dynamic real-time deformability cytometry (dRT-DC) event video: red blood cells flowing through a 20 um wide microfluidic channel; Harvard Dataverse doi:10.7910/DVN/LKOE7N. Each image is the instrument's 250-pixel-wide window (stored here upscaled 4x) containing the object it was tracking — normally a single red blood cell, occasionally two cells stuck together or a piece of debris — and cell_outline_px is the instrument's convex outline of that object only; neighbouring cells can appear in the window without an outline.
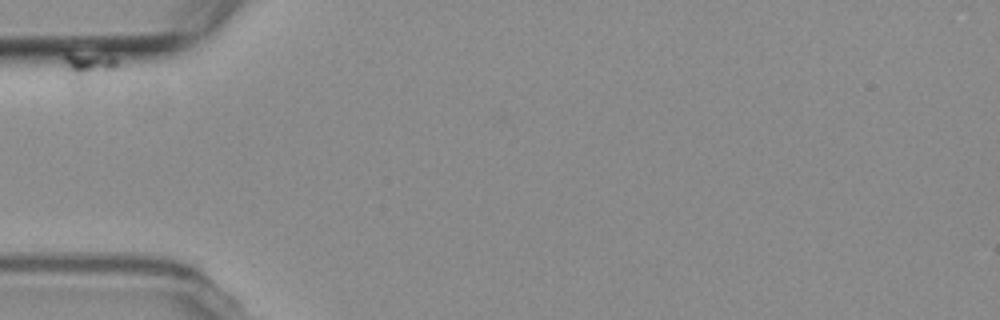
{"species": "common noctule bat (a hibernating species)", "species_latin": "Nyctalus noctula", "temperature_condition": "room temperature", "stored_images_in_passage": 6, "camera_frame_rate_fps": 3000, "um_per_image_px": 0.085, "animal": {"sex": "female", "body_mass_g": 19.3, "forearm_length_mm": 54.1}, "frame": {"image": 1, "passage_image": 1, "time_ms": 0.0, "image_size_px": [1000, 320], "cell_outline_px": [[116, 64], [112, 68], [80, 96], [72, 92], [64, 60], [64, 52], [68, 52], [116, 56]], "centroid_in_image_um": [7.36, 5.91], "position_along_channel_um": 77.6, "area_um2": 10.46}}
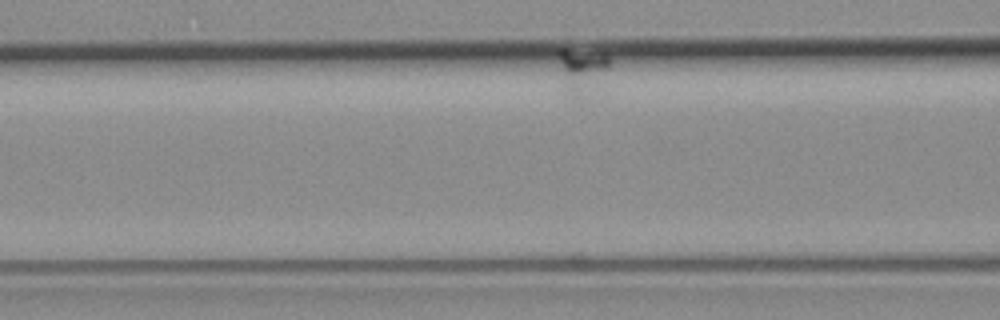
{"frame": {"image": 2, "passage_image": 4, "time_ms": 3.333, "image_size_px": [1000, 320], "cell_outline_px": [[608, 64], [580, 100], [572, 100], [568, 92], [560, 60], [560, 48], [564, 48], [608, 56]], "centroid_in_image_um": [49.39, 5.99], "position_along_channel_um": 117.2, "area_um2": 11.62}}